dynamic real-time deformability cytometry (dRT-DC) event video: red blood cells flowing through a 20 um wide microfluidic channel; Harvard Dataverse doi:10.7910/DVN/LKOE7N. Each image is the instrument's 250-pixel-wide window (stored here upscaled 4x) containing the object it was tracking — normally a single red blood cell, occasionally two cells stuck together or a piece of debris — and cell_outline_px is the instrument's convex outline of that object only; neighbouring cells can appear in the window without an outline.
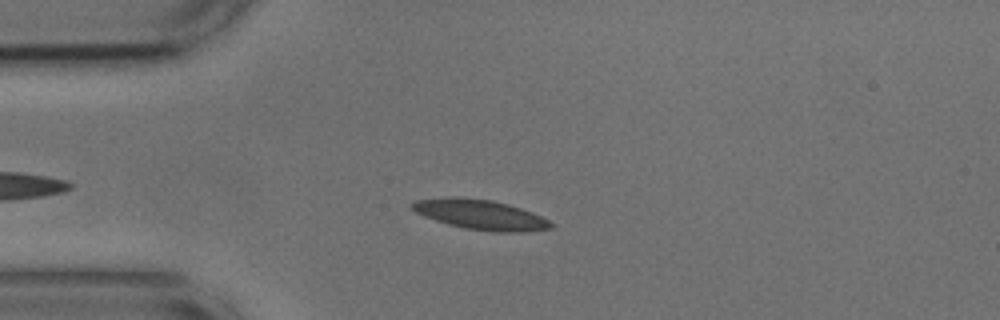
{"species": "common noctule bat (a hibernating species)", "species_latin": "Nyctalus noctula", "temperature_condition": "cold", "stored_images_in_passage": 40, "camera_frame_rate_fps": 3000, "um_per_image_px": 0.085, "animal": {"sex": "male", "body_mass_g": 17.9, "forearm_length_mm": 54.2}, "frame": {"image": 1, "passage_image": 2, "time_ms": 0.333, "image_size_px": [1000, 320], "cell_outline_px": [[556, 224], [552, 228], [520, 232], [496, 232], [464, 228], [448, 224], [424, 216], [416, 212], [408, 204], [416, 200], [452, 196], [460, 196], [492, 200], [508, 204], [532, 212]], "centroid_in_image_um": [40.83, 18.23], "position_along_channel_um": 44.2, "area_um2": 24.28}}
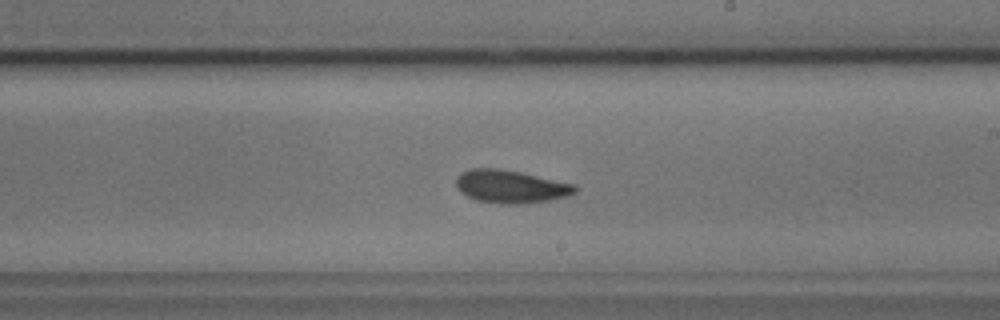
{"frame": {"image": 2, "passage_image": 20, "time_ms": 6.333, "image_size_px": [1000, 320], "cell_outline_px": [[580, 188], [576, 192], [568, 196], [548, 200], [520, 204], [500, 204], [476, 200], [460, 192], [456, 184], [456, 180], [464, 172], [472, 168], [496, 168], [520, 172], [576, 184]], "centroid_in_image_um": [43.46, 15.86], "position_along_channel_um": 245.5, "area_um2": 22.77}}
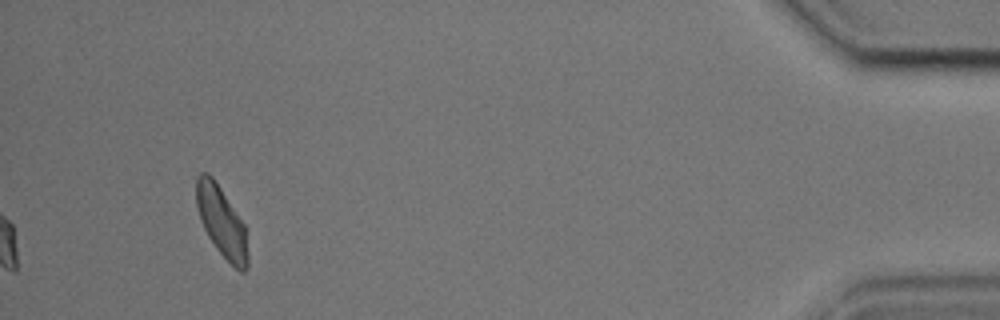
{"frame": {"image": 3, "passage_image": 40, "time_ms": 13.0, "image_size_px": [1000, 320], "cell_outline_px": [[248, 268], [244, 272], [240, 272], [216, 248], [208, 236], [200, 220], [196, 204], [196, 176], [200, 172], [208, 172], [212, 176], [244, 224], [248, 252]], "centroid_in_image_um": [18.82, 18.84], "position_along_channel_um": 416.4, "area_um2": 20.92}, "authors_computed_cell_mechanics": {"area_um2": 22.4842, "velocity_mm_per_s": 3.625, "shape_relaxation_time_tau1_ms": 3.0135, "shape_relaxation_time_tau2_ms": 2.7751, "deformation_change_tau1": 0.1069, "deformation_change_tau2": 0.0904}}